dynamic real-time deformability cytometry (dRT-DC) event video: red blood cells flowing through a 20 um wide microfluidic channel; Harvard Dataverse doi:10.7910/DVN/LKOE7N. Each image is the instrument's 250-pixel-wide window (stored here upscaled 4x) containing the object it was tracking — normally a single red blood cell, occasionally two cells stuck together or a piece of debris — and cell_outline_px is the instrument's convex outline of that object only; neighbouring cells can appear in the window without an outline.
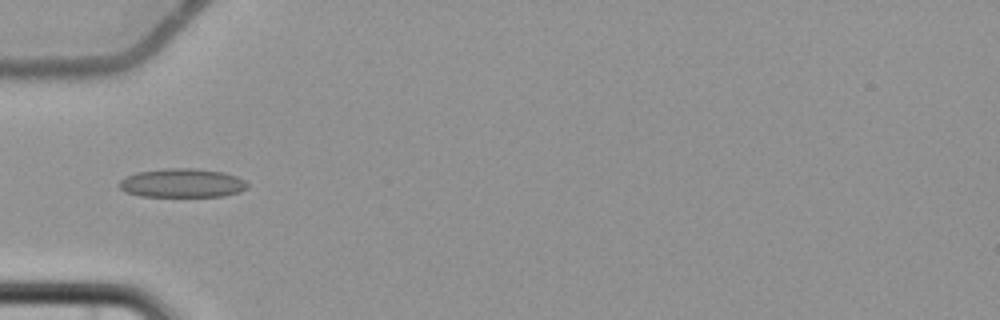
{"species": "common noctule bat (a hibernating species)", "species_latin": "Nyctalus noctula", "temperature_condition": "cold", "stored_images_in_passage": 7, "camera_frame_rate_fps": 3000, "um_per_image_px": 0.085, "animal": {"sex": "female", "body_mass_g": 22.7, "forearm_length_mm": 54.2}, "frame": {"image": 1, "passage_image": 5, "time_ms": 5.0, "image_size_px": [1000, 320], "cell_outline_px": [[248, 188], [240, 192], [224, 196], [140, 196], [124, 192], [120, 188], [120, 180], [124, 176], [136, 172], [164, 168], [192, 168], [224, 172], [236, 176], [244, 180], [248, 184]], "centroid_in_image_um": [15.47, 15.55], "position_along_channel_um": 69.5, "area_um2": 21.73}}
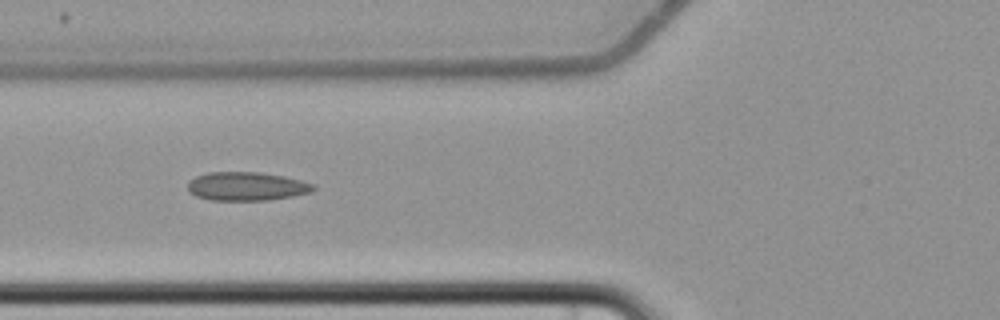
{"frame": {"image": 2, "passage_image": 6, "time_ms": 6.0, "image_size_px": [1000, 320], "cell_outline_px": [[316, 188], [312, 192], [292, 196], [268, 200], [212, 200], [196, 196], [188, 192], [188, 180], [196, 176], [208, 172], [260, 172], [284, 176], [316, 184]], "centroid_in_image_um": [20.97, 15.83], "position_along_channel_um": 104.8, "area_um2": 21.1}}
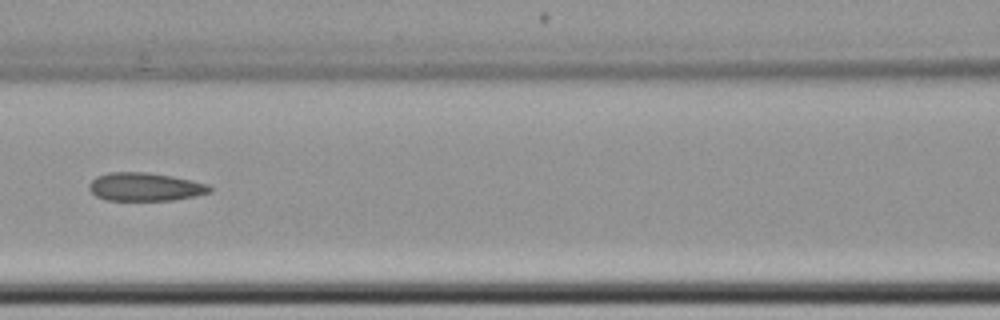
{"frame": {"image": 3, "passage_image": 7, "time_ms": 7.333, "image_size_px": [1000, 320], "cell_outline_px": [[212, 192], [172, 200], [104, 200], [96, 196], [88, 188], [88, 184], [96, 176], [108, 172], [144, 172], [172, 176], [192, 180], [208, 184], [212, 188]], "centroid_in_image_um": [12.31, 15.88], "position_along_channel_um": 154.3, "area_um2": 19.88}}